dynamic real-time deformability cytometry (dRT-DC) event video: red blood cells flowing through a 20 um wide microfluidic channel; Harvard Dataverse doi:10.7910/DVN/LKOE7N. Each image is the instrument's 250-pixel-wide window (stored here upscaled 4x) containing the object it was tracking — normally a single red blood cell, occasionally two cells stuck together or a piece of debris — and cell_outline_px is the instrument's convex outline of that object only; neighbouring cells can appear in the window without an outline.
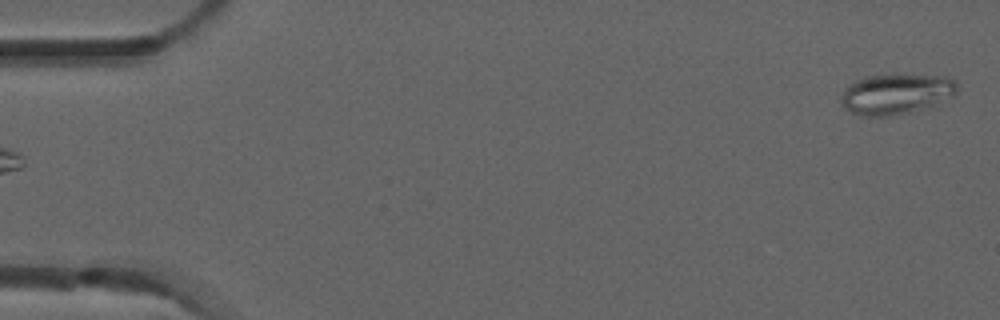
{"species": "common noctule bat (a hibernating species)", "species_latin": "Nyctalus noctula", "temperature_condition": "room temperature", "stored_images_in_passage": 3, "camera_frame_rate_fps": 3000, "um_per_image_px": 0.085, "animal": {"sex": "male", "forearm_length_mm": 52.5}, "frame": {"image": 1, "passage_image": 3, "time_ms": 0.667, "image_size_px": [1000, 320], "cell_outline_px": [[956, 96], [912, 112], [892, 116], [860, 116], [844, 108], [840, 100], [844, 88], [856, 80], [864, 76], [944, 76], [956, 80]], "centroid_in_image_um": [76.15, 8.01], "position_along_channel_um": 8.9, "area_um2": 27.11}}